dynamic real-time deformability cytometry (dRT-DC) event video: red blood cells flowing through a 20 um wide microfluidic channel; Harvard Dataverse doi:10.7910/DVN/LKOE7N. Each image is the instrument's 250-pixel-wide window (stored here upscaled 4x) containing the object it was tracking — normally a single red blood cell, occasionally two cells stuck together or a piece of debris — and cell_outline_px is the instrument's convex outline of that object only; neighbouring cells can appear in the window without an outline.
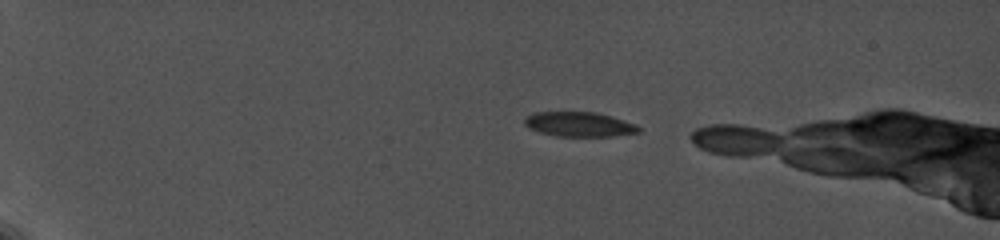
{"species": "common noctule bat (a hibernating species)", "species_latin": "Nyctalus noctula", "temperature_condition": "cold", "stored_images_in_passage": 8, "camera_frame_rate_fps": 5000, "um_per_image_px": 0.085, "animal": {"sex": "female", "body_mass_g": 19.0, "forearm_length_mm": 56.7}, "frame": {"image": 1, "passage_image": 3, "time_ms": 1.6, "image_size_px": [1000, 240], "cell_outline_px": [[640, 132], [612, 136], [556, 136], [540, 132], [528, 128], [524, 124], [524, 120], [532, 112], [596, 112], [624, 120], [636, 124], [640, 128]], "centroid_in_image_um": [49.22, 10.56], "position_along_channel_um": 35.8, "area_um2": 16.36}}